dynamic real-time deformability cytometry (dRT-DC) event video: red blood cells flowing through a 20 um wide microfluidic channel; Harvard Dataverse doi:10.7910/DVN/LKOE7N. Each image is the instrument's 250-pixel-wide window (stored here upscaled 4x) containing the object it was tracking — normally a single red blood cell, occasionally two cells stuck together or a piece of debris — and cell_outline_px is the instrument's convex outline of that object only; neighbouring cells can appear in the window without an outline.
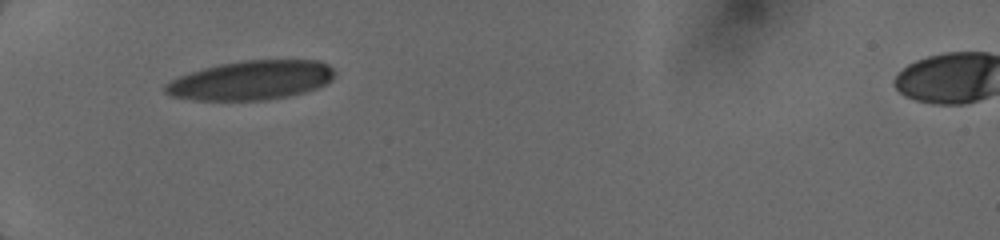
{"species": "human", "species_latin": "Homo sapiens", "temperature_condition": "cold", "stored_images_in_passage": 30, "camera_frame_rate_fps": 3000, "um_per_image_px": 0.085, "donor": {"sex": "female"}, "frame": {"image": 1, "passage_image": 1, "time_ms": 0.0, "image_size_px": [1000, 240], "cell_outline_px": [[336, 76], [332, 80], [316, 88], [304, 92], [288, 96], [264, 100], [192, 100], [172, 96], [164, 92], [164, 84], [188, 72], [220, 64], [244, 60], [320, 60], [328, 64], [336, 72]], "centroid_in_image_um": [21.36, 6.82], "position_along_channel_um": 63.6, "area_um2": 38.78}}
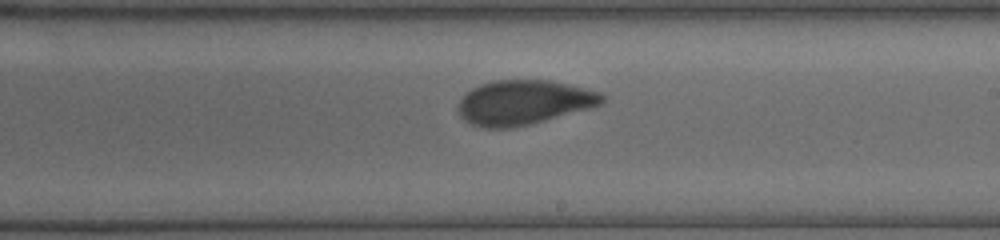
{"frame": {"image": 2, "passage_image": 14, "time_ms": 4.667, "image_size_px": [1000, 240], "cell_outline_px": [[608, 96], [600, 104], [592, 108], [512, 128], [484, 128], [472, 124], [464, 120], [456, 112], [456, 104], [472, 88], [480, 84], [492, 80], [552, 80], [600, 92]], "centroid_in_image_um": [44.5, 8.7], "position_along_channel_um": 244.5, "area_um2": 37.57}}
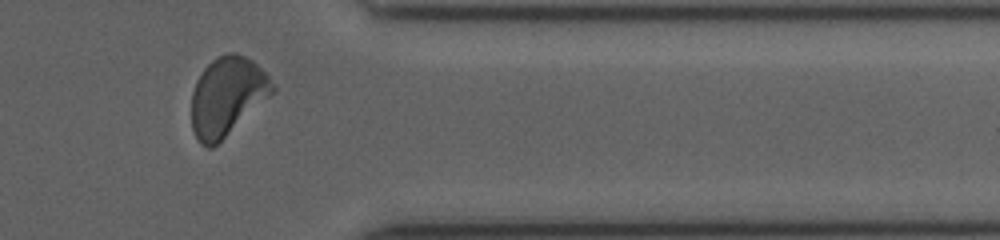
{"frame": {"image": 3, "passage_image": 25, "time_ms": 8.333, "image_size_px": [1000, 240], "cell_outline_px": [[276, 92], [212, 148], [208, 148], [200, 144], [192, 128], [192, 92], [196, 80], [204, 68], [212, 60], [228, 52], [236, 52], [252, 60], [276, 84]], "centroid_in_image_um": [19.33, 8.18], "position_along_channel_um": 392.1, "area_um2": 37.17}}